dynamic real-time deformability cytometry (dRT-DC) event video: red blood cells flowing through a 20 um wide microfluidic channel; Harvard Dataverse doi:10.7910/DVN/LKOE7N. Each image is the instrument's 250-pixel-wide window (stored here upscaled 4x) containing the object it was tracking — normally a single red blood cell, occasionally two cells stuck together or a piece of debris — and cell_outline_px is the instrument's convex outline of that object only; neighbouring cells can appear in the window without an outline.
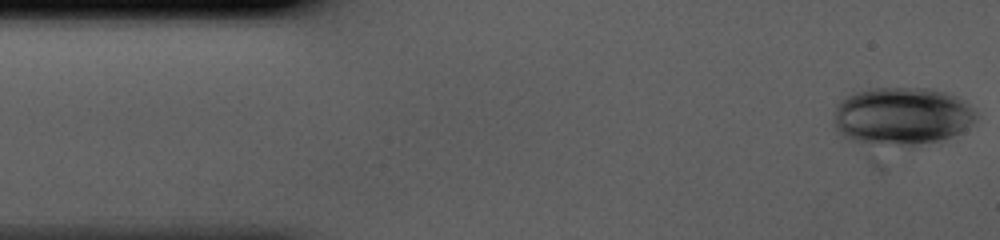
{"species": "human", "species_latin": "Homo sapiens", "temperature_condition": "cold", "stored_images_in_passage": 42, "camera_frame_rate_fps": 3000, "um_per_image_px": 0.085, "donor": {"sex": "male"}, "frame": {"image": 1, "passage_image": 1, "time_ms": 0.0, "image_size_px": [1000, 240], "cell_outline_px": [[976, 116], [972, 124], [960, 132], [884, 172], [880, 172], [872, 168], [836, 132], [832, 124], [832, 116], [836, 104], [844, 96], [868, 88], [928, 88], [944, 92], [956, 96], [964, 100], [976, 112]], "centroid_in_image_um": [76.39, 10.42], "position_along_channel_um": 8.6, "area_um2": 59.07}}
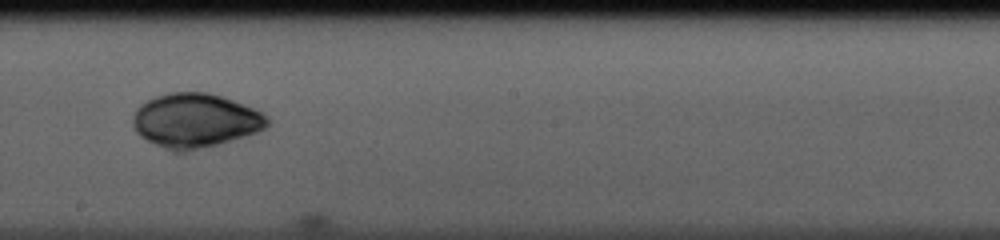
{"frame": {"image": 2, "passage_image": 23, "time_ms": 7.333, "image_size_px": [1000, 240], "cell_outline_px": [[268, 124], [264, 128], [256, 132], [244, 136], [216, 144], [184, 152], [172, 152], [140, 136], [136, 132], [132, 124], [132, 116], [136, 108], [140, 104], [156, 96], [168, 92], [208, 92], [232, 100], [264, 112], [268, 116]], "centroid_in_image_um": [16.56, 10.23], "position_along_channel_um": 231.6, "area_um2": 42.31}}
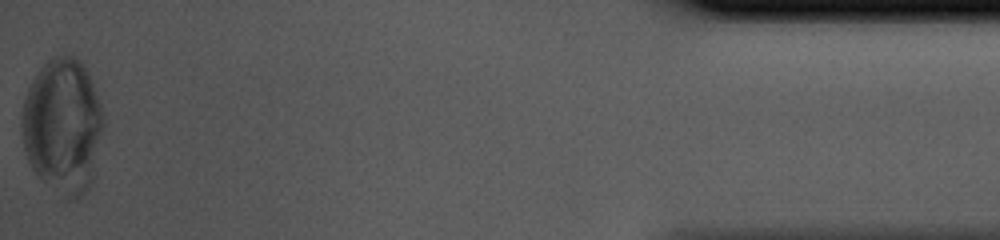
{"frame": {"image": 3, "passage_image": 42, "time_ms": 13.667, "image_size_px": [1000, 240], "cell_outline_px": [[104, 124], [92, 180], [88, 188], [76, 200], [68, 200], [44, 180], [32, 168], [28, 160], [24, 148], [20, 132], [20, 120], [24, 100], [28, 88], [32, 80], [40, 68], [48, 60], [56, 56], [72, 56], [80, 60], [92, 84], [104, 112]], "centroid_in_image_um": [5.32, 10.7], "position_along_channel_um": 429.9, "area_um2": 63.93}}